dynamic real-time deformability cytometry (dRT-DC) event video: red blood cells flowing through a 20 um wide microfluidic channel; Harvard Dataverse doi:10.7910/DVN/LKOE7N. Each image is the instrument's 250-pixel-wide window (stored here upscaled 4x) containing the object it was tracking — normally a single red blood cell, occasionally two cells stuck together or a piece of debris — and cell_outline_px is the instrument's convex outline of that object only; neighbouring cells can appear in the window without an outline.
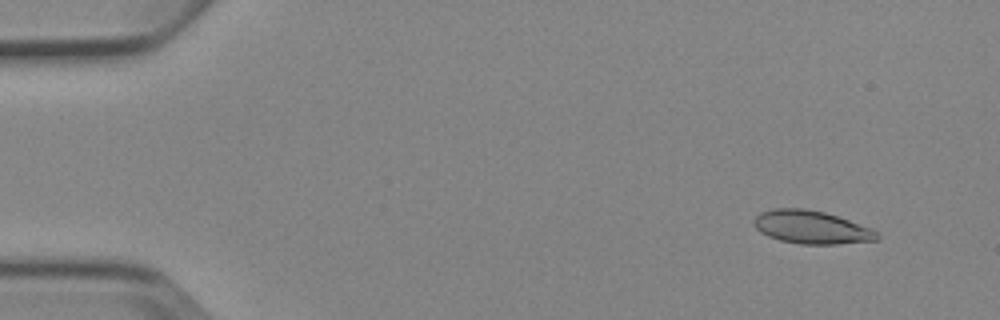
{"species": "Egyptian fruit bat (a non-hibernating species)", "species_latin": "Rousettus aegyptiacus", "temperature_condition": "cold", "stored_images_in_passage": 4, "camera_frame_rate_fps": 3000, "um_per_image_px": 0.085, "animal": {"sex": "female"}, "frame": {"image": 1, "passage_image": 1, "time_ms": 0.0, "image_size_px": [1000, 320], "cell_outline_px": [[880, 236], [876, 240], [836, 244], [800, 244], [780, 240], [768, 236], [760, 232], [752, 224], [752, 220], [760, 212], [772, 208], [804, 208], [824, 212], [872, 228]], "centroid_in_image_um": [68.92, 19.31], "position_along_channel_um": 16.1, "area_um2": 23.76}}
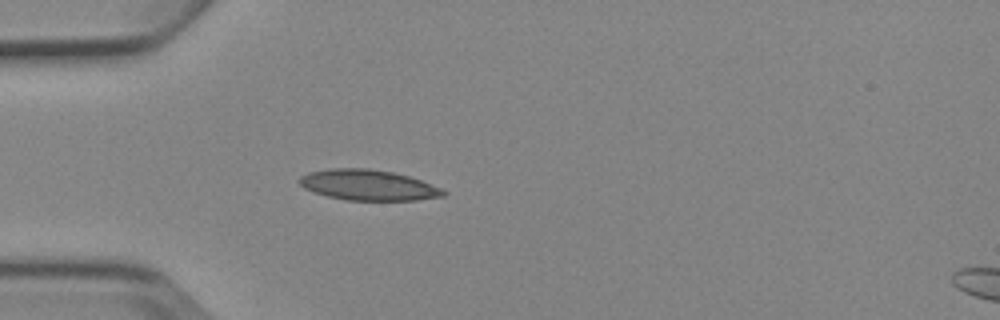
{"frame": {"image": 2, "passage_image": 4, "time_ms": 3.667, "image_size_px": [1000, 320], "cell_outline_px": [[448, 192], [444, 196], [416, 200], [344, 200], [312, 192], [304, 188], [300, 184], [300, 176], [308, 172], [332, 168], [368, 168], [392, 172], [408, 176], [420, 180], [440, 188]], "centroid_in_image_um": [31.27, 15.73], "position_along_channel_um": 53.7, "area_um2": 25.55}}